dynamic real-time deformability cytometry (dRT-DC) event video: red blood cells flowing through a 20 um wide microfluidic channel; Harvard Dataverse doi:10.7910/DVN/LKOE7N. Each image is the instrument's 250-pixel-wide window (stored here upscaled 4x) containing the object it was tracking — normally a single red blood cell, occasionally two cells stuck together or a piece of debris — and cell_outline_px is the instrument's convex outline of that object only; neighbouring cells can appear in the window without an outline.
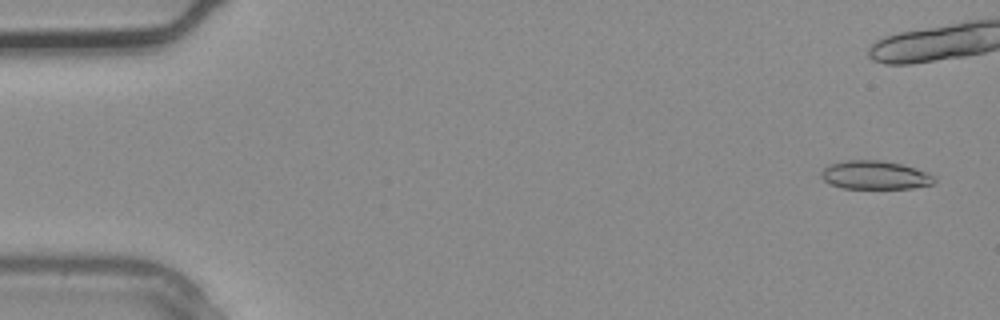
{"species": "common noctule bat (a hibernating species)", "species_latin": "Nyctalus noctula", "temperature_condition": "warm", "stored_images_in_passage": 4, "camera_frame_rate_fps": 3000, "um_per_image_px": 0.085, "animal": {"sex": "male", "body_mass_g": 20.4}, "frame": {"image": 1, "passage_image": 1, "time_ms": 0.0, "image_size_px": [1000, 320], "cell_outline_px": [[936, 180], [932, 184], [912, 188], [844, 188], [828, 184], [820, 176], [820, 172], [828, 164], [844, 160], [880, 160], [900, 164], [936, 176]], "centroid_in_image_um": [74.31, 14.88], "position_along_channel_um": 10.7, "area_um2": 18.73}}